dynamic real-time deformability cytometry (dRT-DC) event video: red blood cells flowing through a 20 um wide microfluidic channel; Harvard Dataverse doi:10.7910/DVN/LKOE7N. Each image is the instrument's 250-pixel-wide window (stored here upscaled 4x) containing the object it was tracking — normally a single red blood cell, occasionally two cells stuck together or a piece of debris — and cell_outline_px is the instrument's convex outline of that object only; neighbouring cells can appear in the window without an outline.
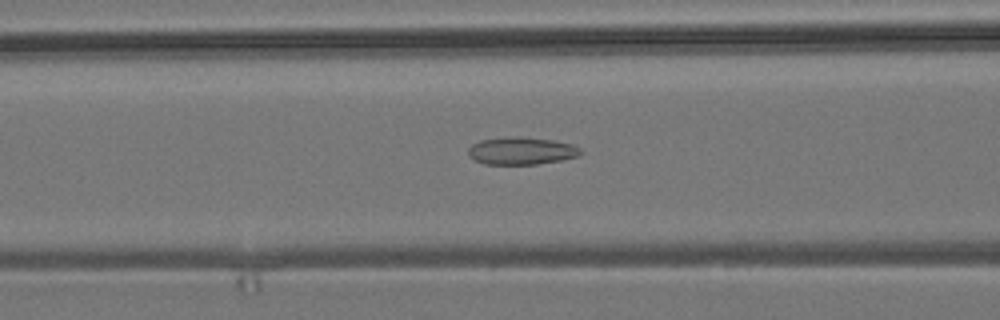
{"species": "common noctule bat (a hibernating species)", "species_latin": "Nyctalus noctula", "temperature_condition": "room temperature", "stored_images_in_passage": 54, "camera_frame_rate_fps": 3000, "um_per_image_px": 0.085, "animal": {"sex": "male", "body_mass_g": 19.2, "forearm_length_mm": 51.8}, "frame": {"image": 1, "passage_image": 22, "time_ms": 7.0, "image_size_px": [1000, 320], "cell_outline_px": [[584, 152], [576, 156], [560, 160], [536, 164], [484, 164], [468, 156], [468, 148], [472, 144], [480, 140], [508, 136], [520, 136], [552, 140], [572, 144], [580, 148]], "centroid_in_image_um": [44.29, 12.81], "position_along_channel_um": 122.3, "area_um2": 18.03}}
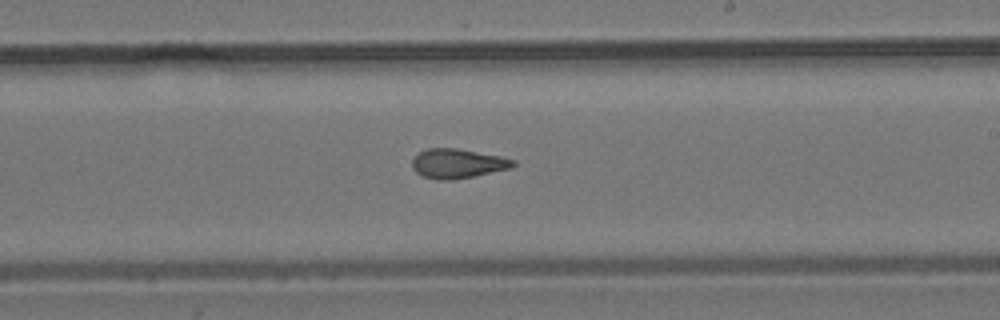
{"frame": {"image": 2, "passage_image": 32, "time_ms": 10.333, "image_size_px": [1000, 320], "cell_outline_px": [[516, 164], [512, 168], [452, 180], [440, 180], [424, 176], [416, 172], [412, 168], [412, 160], [420, 152], [428, 148], [456, 148], [500, 156], [516, 160]], "centroid_in_image_um": [38.91, 13.89], "position_along_channel_um": 250.1, "area_um2": 17.17}}
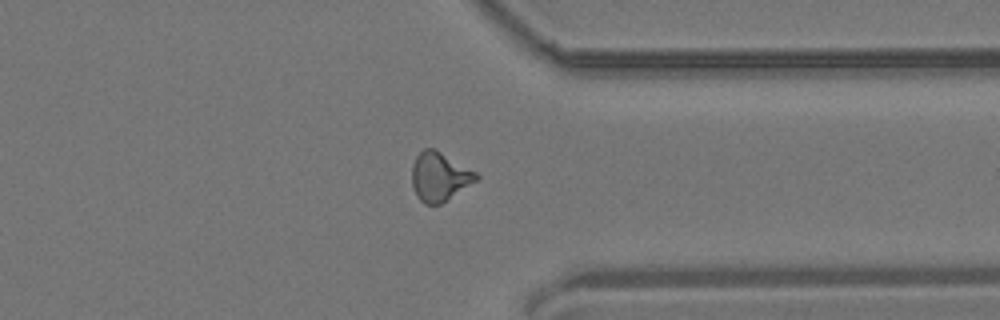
{"frame": {"image": 3, "passage_image": 42, "time_ms": 13.667, "image_size_px": [1000, 320], "cell_outline_px": [[480, 176], [476, 180], [440, 204], [424, 204], [416, 196], [412, 184], [412, 164], [416, 156], [424, 148], [436, 148], [476, 172]], "centroid_in_image_um": [37.33, 14.99], "position_along_channel_um": 374.1, "area_um2": 18.21}, "authors_computed_cell_mechanics": {"area_um2": 17.5134, "velocity_mm_per_s": 3.8253, "shape_relaxation_time_tau1_ms": null, "shape_relaxation_time_tau2_ms": 1.9724, "deformation_change_tau1": null, "deformation_change_tau2": 0.1006}}